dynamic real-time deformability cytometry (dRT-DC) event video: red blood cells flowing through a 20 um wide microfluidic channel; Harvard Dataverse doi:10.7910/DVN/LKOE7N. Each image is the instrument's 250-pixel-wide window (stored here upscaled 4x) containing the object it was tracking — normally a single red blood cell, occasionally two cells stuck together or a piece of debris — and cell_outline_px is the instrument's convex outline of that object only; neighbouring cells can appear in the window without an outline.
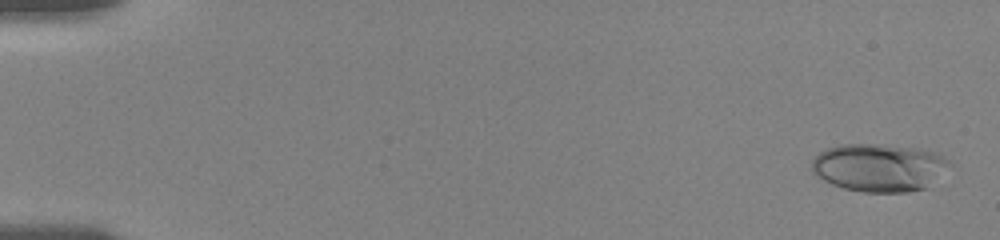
{"species": "human", "species_latin": "Homo sapiens", "temperature_condition": "room temperature", "stored_images_in_passage": 56, "camera_frame_rate_fps": 3000, "um_per_image_px": 0.085, "donor": {"sex": "female"}, "frame": {"image": 1, "passage_image": 2, "time_ms": 0.333, "image_size_px": [1000, 240], "cell_outline_px": [[952, 164], [928, 188], [908, 192], [864, 192], [844, 188], [832, 184], [824, 180], [812, 172], [812, 160], [820, 152], [828, 148], [840, 144], [876, 144], [920, 148], [940, 152]], "centroid_in_image_um": [74.78, 14.23], "position_along_channel_um": 10.2, "area_um2": 38.78}}
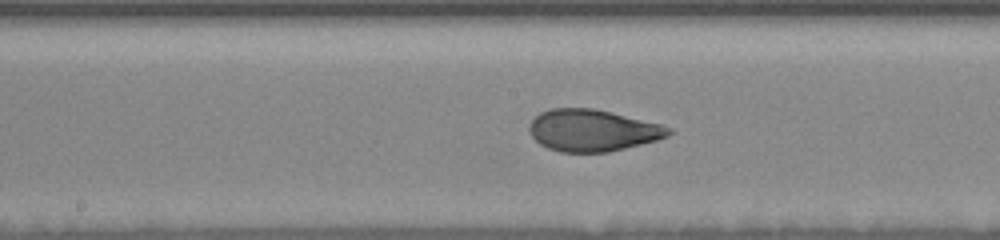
{"frame": {"image": 2, "passage_image": 30, "time_ms": 9.667, "image_size_px": [1000, 240], "cell_outline_px": [[672, 132], [668, 136], [656, 140], [608, 152], [560, 152], [548, 148], [540, 144], [532, 136], [528, 128], [532, 120], [540, 112], [552, 108], [592, 108], [660, 124], [672, 128]], "centroid_in_image_um": [50.34, 11.08], "position_along_channel_um": 197.9, "area_um2": 33.58}}
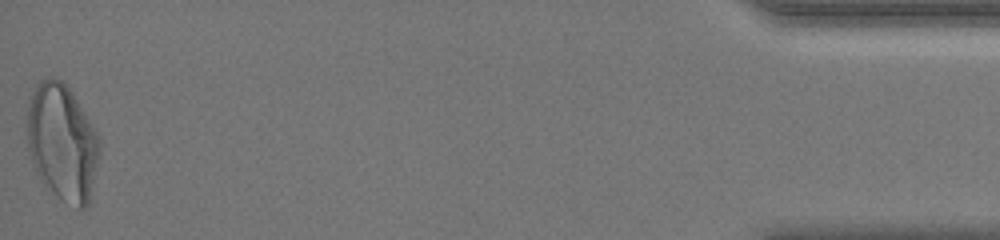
{"frame": {"image": 3, "passage_image": 56, "time_ms": 18.333, "image_size_px": [1000, 240], "cell_outline_px": [[100, 152], [88, 204], [84, 208], [76, 208], [60, 200], [40, 180], [32, 164], [28, 152], [28, 104], [36, 84], [40, 80], [60, 80], [72, 92], [100, 136]], "centroid_in_image_um": [5.3, 12.15], "position_along_channel_um": 429.9, "area_um2": 49.07}, "authors_computed_cell_mechanics": {"area_um2": 35.0846, "velocity_mm_per_s": 3.6395, "shape_relaxation_time_tau1_ms": 4.6252, "shape_relaxation_time_tau2_ms": 1.0392, "deformation_change_tau1": 0.1754, "deformation_change_tau2": 0.057}}